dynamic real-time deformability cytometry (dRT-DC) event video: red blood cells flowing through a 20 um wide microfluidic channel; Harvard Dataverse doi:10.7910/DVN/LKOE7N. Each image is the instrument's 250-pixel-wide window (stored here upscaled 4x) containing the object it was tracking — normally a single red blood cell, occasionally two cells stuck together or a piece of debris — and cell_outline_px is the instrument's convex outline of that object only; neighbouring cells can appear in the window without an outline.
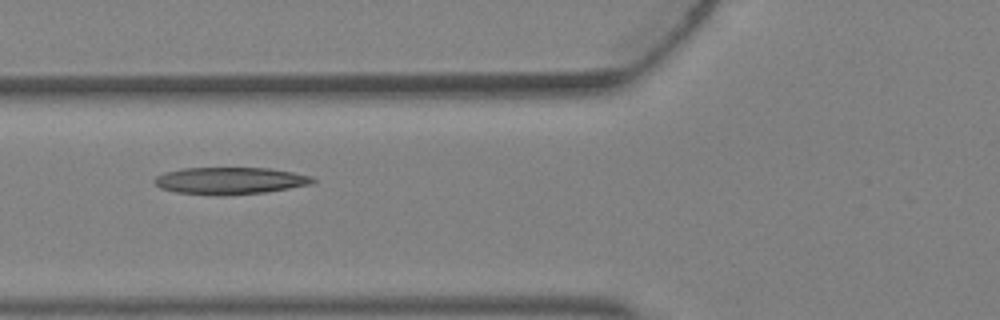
{"species": "Egyptian fruit bat (a non-hibernating species)", "species_latin": "Rousettus aegyptiacus", "temperature_condition": "warm", "stored_images_in_passage": 4, "camera_frame_rate_fps": 3000, "um_per_image_px": 0.085, "animal": {"sex": "female"}, "frame": {"image": 1, "passage_image": 4, "time_ms": 1.0, "image_size_px": [1000, 320], "cell_outline_px": [[316, 184], [264, 192], [224, 196], [216, 196], [176, 192], [160, 188], [152, 180], [156, 176], [164, 172], [184, 168], [268, 168], [292, 172], [312, 176], [316, 180]], "centroid_in_image_um": [19.56, 15.37], "position_along_channel_um": 106.2, "area_um2": 25.2}}